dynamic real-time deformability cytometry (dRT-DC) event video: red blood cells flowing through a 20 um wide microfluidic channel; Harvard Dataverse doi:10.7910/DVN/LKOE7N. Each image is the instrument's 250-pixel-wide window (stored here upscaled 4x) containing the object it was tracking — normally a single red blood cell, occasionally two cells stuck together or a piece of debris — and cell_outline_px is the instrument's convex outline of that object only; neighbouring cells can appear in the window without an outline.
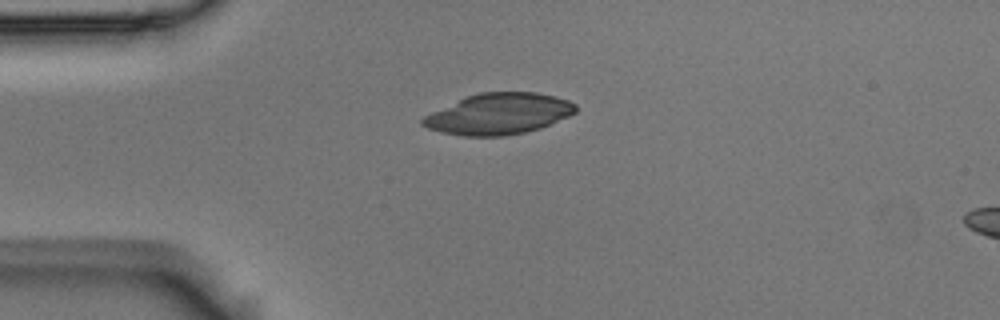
{"species": "Egyptian fruit bat (a non-hibernating species)", "species_latin": "Rousettus aegyptiacus", "temperature_condition": "room temperature", "stored_images_in_passage": 42, "camera_frame_rate_fps": 3000, "um_per_image_px": 0.085, "animal": {"sex": "male"}, "frame": {"image": 1, "passage_image": 1, "time_ms": 0.0, "image_size_px": [1000, 320], "cell_outline_px": [[576, 112], [568, 116], [540, 128], [524, 132], [504, 136], [464, 136], [440, 132], [428, 128], [420, 124], [420, 120], [424, 116], [432, 112], [468, 96], [480, 92], [536, 92], [568, 100], [576, 104]], "centroid_in_image_um": [42.38, 9.69], "position_along_channel_um": 42.6, "area_um2": 36.24}}